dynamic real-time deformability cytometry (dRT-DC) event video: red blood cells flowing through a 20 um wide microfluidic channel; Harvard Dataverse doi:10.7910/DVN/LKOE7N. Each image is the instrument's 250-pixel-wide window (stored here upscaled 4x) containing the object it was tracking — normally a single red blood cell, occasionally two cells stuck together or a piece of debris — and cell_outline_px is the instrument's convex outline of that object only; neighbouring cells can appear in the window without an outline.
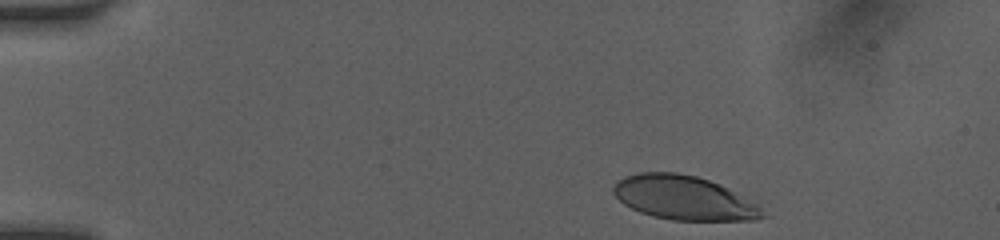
{"species": "human", "species_latin": "Homo sapiens", "temperature_condition": "room temperature", "stored_images_in_passage": 21, "camera_frame_rate_fps": 3000, "um_per_image_px": 0.085, "donor": {"sex": "female"}, "frame": {"image": 1, "passage_image": 1, "time_ms": 0.0, "image_size_px": [1000, 240], "cell_outline_px": [[768, 216], [756, 220], [672, 220], [652, 216], [640, 212], [624, 204], [612, 192], [612, 188], [616, 180], [624, 176], [640, 172], [676, 172], [696, 176], [720, 184], [736, 192], [756, 204]], "centroid_in_image_um": [58.1, 16.81], "position_along_channel_um": 26.9, "area_um2": 38.32}}
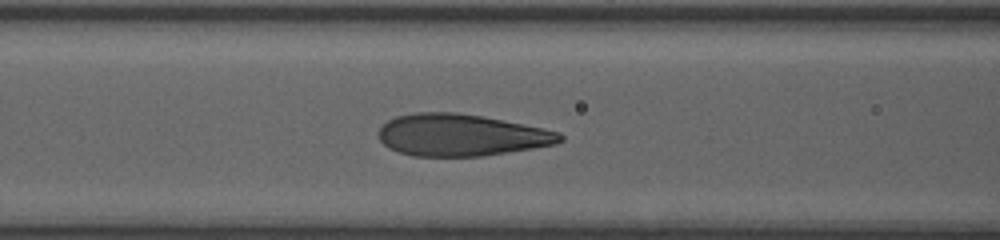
{"frame": {"image": 2, "passage_image": 12, "time_ms": 4.667, "image_size_px": [1000, 240], "cell_outline_px": [[564, 140], [556, 144], [484, 156], [412, 156], [388, 148], [380, 140], [376, 132], [388, 120], [396, 116], [416, 112], [456, 112], [484, 116], [544, 128], [560, 132], [564, 136]], "centroid_in_image_um": [39.19, 11.47], "position_along_channel_um": 127.4, "area_um2": 44.56}}
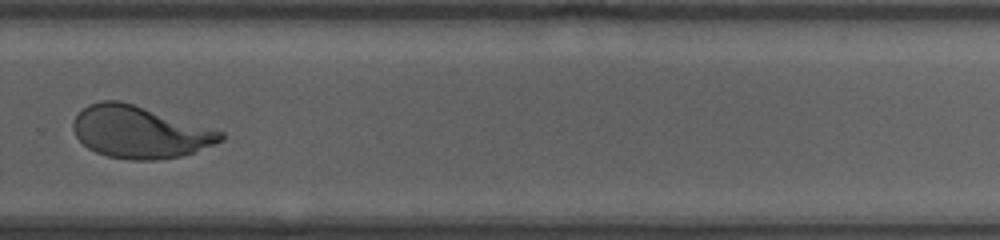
{"frame": {"image": 3, "passage_image": 21, "time_ms": 9.333, "image_size_px": [1000, 240], "cell_outline_px": [[224, 140], [196, 152], [180, 156], [156, 160], [132, 160], [108, 156], [96, 152], [88, 148], [76, 136], [72, 128], [72, 124], [76, 116], [88, 104], [100, 100], [120, 100], [224, 132]], "centroid_in_image_um": [11.87, 11.23], "position_along_channel_um": 317.9, "area_um2": 44.56}}